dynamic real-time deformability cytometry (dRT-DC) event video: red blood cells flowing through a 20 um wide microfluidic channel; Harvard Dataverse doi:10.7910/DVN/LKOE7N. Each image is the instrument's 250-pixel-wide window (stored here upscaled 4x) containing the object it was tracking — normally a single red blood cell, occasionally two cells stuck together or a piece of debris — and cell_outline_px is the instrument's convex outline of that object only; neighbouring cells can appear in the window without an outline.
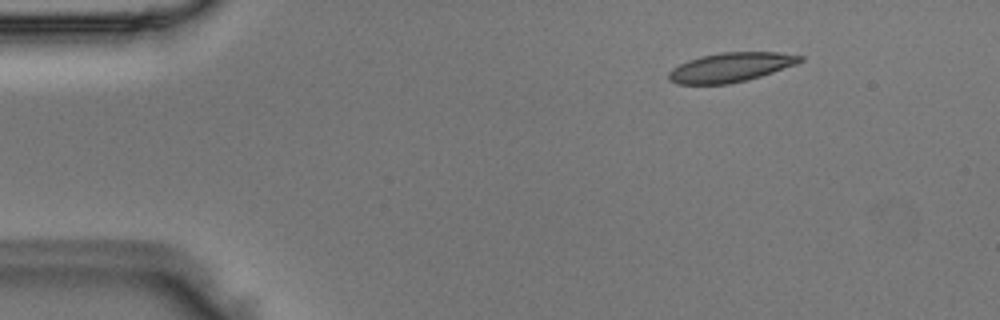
{"species": "Egyptian fruit bat (a non-hibernating species)", "species_latin": "Rousettus aegyptiacus", "temperature_condition": "room temperature", "stored_images_in_passage": 4, "camera_frame_rate_fps": 3000, "um_per_image_px": 0.085, "animal": {"sex": "male"}, "frame": {"image": 1, "passage_image": 2, "time_ms": 0.333, "image_size_px": [1000, 320], "cell_outline_px": [[804, 60], [796, 64], [748, 80], [728, 84], [676, 84], [668, 80], [668, 72], [672, 68], [688, 60], [700, 56], [720, 52], [776, 52], [804, 56]], "centroid_in_image_um": [62.08, 5.72], "position_along_channel_um": 22.9, "area_um2": 22.48}}